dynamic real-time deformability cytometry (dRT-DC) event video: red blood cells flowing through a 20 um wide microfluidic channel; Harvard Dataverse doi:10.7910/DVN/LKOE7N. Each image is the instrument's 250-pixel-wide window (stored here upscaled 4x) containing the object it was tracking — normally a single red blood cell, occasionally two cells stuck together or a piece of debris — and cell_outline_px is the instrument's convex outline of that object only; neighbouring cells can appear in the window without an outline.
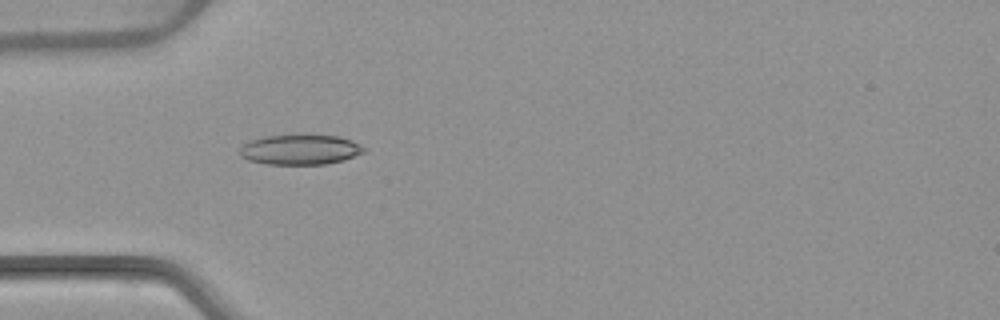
{"species": "common noctule bat (a hibernating species)", "species_latin": "Nyctalus noctula", "temperature_condition": "warm", "stored_images_in_passage": 7, "camera_frame_rate_fps": 3000, "um_per_image_px": 0.085, "animal": {"sex": "female", "body_mass_g": 22.7, "forearm_length_mm": 54.2}, "frame": {"image": 1, "passage_image": 5, "time_ms": 4.667, "image_size_px": [1000, 320], "cell_outline_px": [[364, 152], [344, 160], [324, 164], [268, 164], [248, 160], [240, 156], [240, 148], [248, 140], [264, 136], [340, 136], [352, 140], [364, 148]], "centroid_in_image_um": [25.48, 12.73], "position_along_channel_um": 59.5, "area_um2": 21.44}}
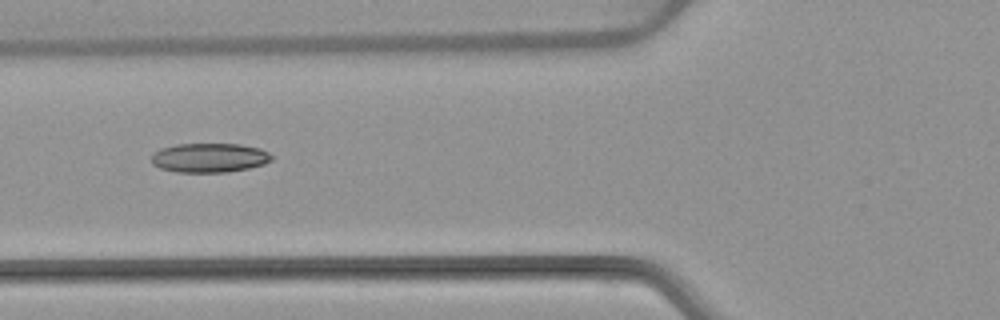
{"frame": {"image": 2, "passage_image": 6, "time_ms": 6.0, "image_size_px": [1000, 320], "cell_outline_px": [[272, 160], [264, 164], [248, 168], [228, 172], [176, 172], [160, 168], [152, 164], [152, 152], [160, 148], [176, 144], [240, 144], [260, 148], [268, 152], [272, 156]], "centroid_in_image_um": [17.78, 13.4], "position_along_channel_um": 108.0, "area_um2": 20.63}}
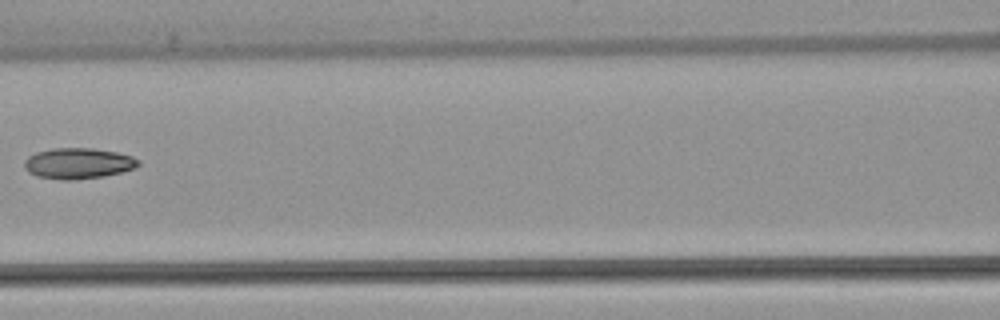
{"frame": {"image": 3, "passage_image": 7, "time_ms": 7.333, "image_size_px": [1000, 320], "cell_outline_px": [[140, 164], [136, 168], [104, 176], [72, 180], [60, 180], [36, 176], [28, 172], [24, 168], [24, 160], [28, 156], [36, 152], [52, 148], [92, 148], [116, 152], [132, 156], [140, 160]], "centroid_in_image_um": [6.63, 13.89], "position_along_channel_um": 160.0, "area_um2": 20.63}}